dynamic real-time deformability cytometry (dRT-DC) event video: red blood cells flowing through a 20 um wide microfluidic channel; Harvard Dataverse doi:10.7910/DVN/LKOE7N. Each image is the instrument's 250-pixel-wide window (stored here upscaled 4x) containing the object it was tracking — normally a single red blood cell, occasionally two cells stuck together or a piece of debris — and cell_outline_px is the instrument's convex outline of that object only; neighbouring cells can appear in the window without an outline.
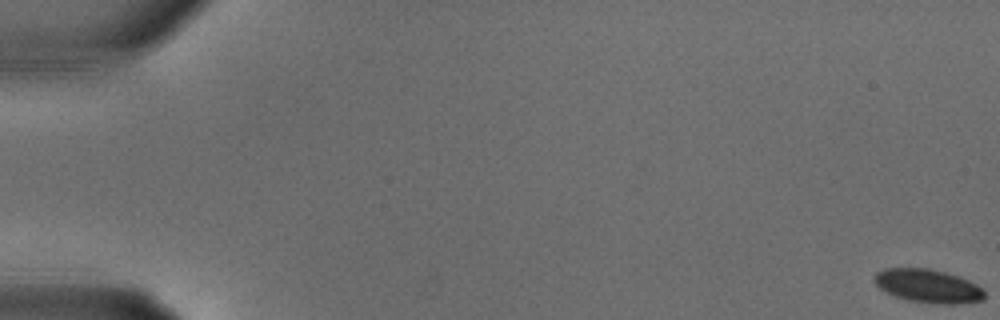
{"species": "common noctule bat (a hibernating species)", "species_latin": "Nyctalus noctula", "temperature_condition": "warm", "stored_images_in_passage": 31, "camera_frame_rate_fps": 3000, "um_per_image_px": 0.085, "animal": {"sex": "male", "body_mass_g": 18.8}, "frame": {"image": 1, "passage_image": 1, "time_ms": 0.0, "image_size_px": [1000, 320], "cell_outline_px": [[984, 300], [956, 304], [944, 304], [908, 300], [896, 296], [880, 288], [876, 284], [872, 276], [876, 272], [884, 268], [928, 268], [944, 272], [968, 280], [984, 288]], "centroid_in_image_um": [78.88, 24.3], "position_along_channel_um": 6.1, "area_um2": 21.33}}
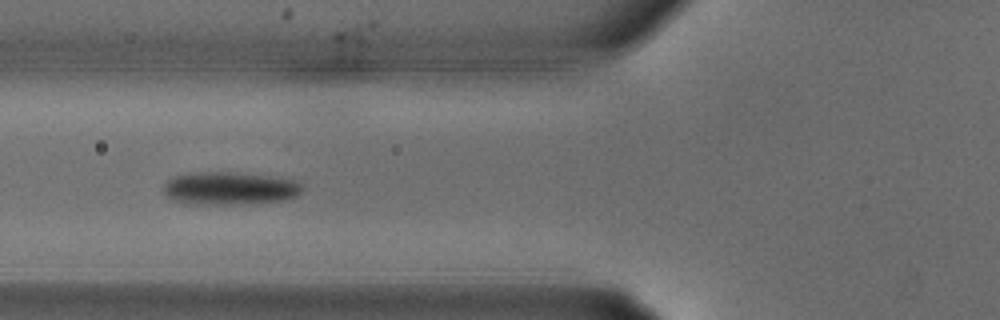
{"frame": {"image": 2, "passage_image": 13, "time_ms": 4.0, "image_size_px": [1000, 320], "cell_outline_px": [[304, 188], [300, 196], [284, 200], [244, 204], [184, 204], [172, 200], [164, 192], [164, 184], [172, 176], [192, 172], [236, 172], [268, 176], [292, 180], [300, 184]], "centroid_in_image_um": [19.51, 16.01], "position_along_channel_um": 106.3, "area_um2": 26.88}}
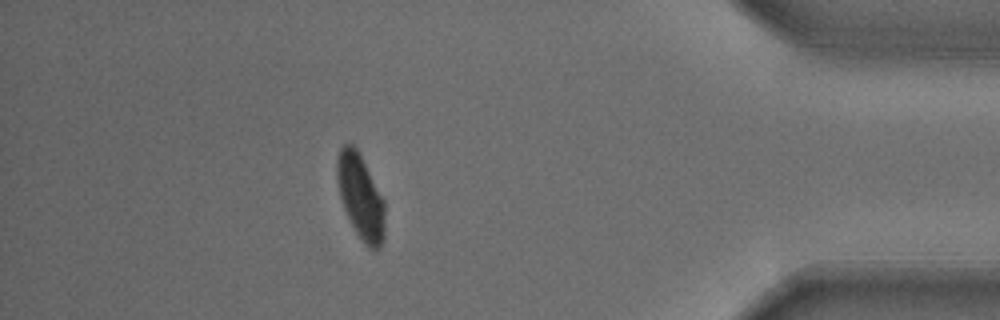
{"frame": {"image": 3, "passage_image": 28, "time_ms": 9.0, "image_size_px": [1000, 320], "cell_outline_px": [[384, 240], [380, 248], [368, 248], [356, 232], [344, 208], [340, 196], [336, 180], [336, 160], [340, 148], [344, 144], [352, 144], [356, 148], [384, 200]], "centroid_in_image_um": [30.63, 16.72], "position_along_channel_um": 404.6, "area_um2": 23.29}}